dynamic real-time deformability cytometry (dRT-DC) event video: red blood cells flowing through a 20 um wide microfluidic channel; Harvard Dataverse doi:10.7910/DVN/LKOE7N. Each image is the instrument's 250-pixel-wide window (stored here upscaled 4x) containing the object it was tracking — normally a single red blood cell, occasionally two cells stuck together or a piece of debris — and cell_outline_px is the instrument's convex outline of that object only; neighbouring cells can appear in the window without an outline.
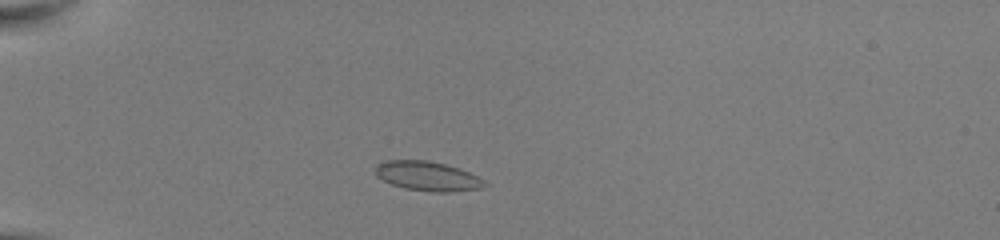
{"species": "common noctule bat (a hibernating species)", "species_latin": "Nyctalus noctula", "temperature_condition": "room temperature", "stored_images_in_passage": 39, "camera_frame_rate_fps": 3000, "um_per_image_px": 0.085, "animal": {"sex": "female", "body_mass_g": 22.0, "forearm_length_mm": 56.7}, "frame": {"image": 1, "passage_image": 3, "time_ms": 0.667, "image_size_px": [1000, 240], "cell_outline_px": [[488, 184], [480, 188], [452, 192], [432, 192], [404, 188], [392, 184], [376, 176], [376, 168], [380, 164], [388, 160], [424, 160], [444, 164], [460, 168], [484, 180]], "centroid_in_image_um": [36.37, 14.98], "position_along_channel_um": 48.6, "area_um2": 18.5}}
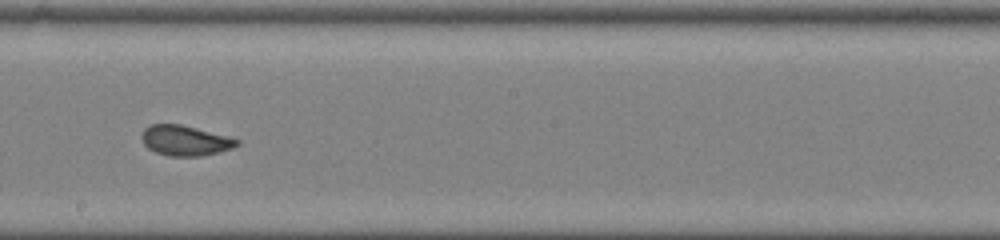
{"frame": {"image": 2, "passage_image": 19, "time_ms": 6.0, "image_size_px": [1000, 240], "cell_outline_px": [[240, 144], [232, 148], [200, 156], [168, 156], [156, 152], [148, 148], [144, 144], [140, 136], [144, 128], [148, 124], [180, 124], [196, 128], [240, 140]], "centroid_in_image_um": [15.68, 11.94], "position_along_channel_um": 232.5, "area_um2": 16.65}}
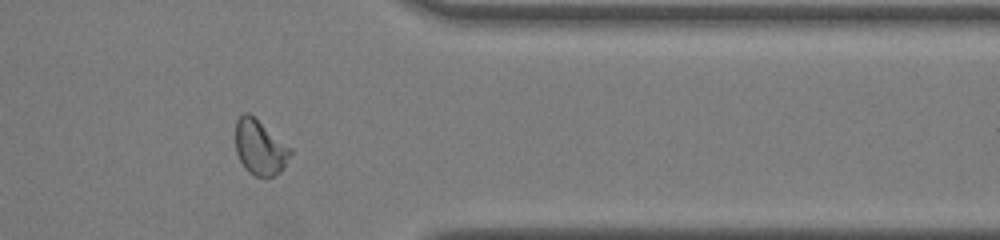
{"frame": {"image": 3, "passage_image": 31, "time_ms": 10.0, "image_size_px": [1000, 240], "cell_outline_px": [[292, 152], [284, 168], [280, 172], [272, 176], [256, 176], [248, 172], [240, 160], [236, 152], [236, 120], [244, 112], [248, 112], [292, 148]], "centroid_in_image_um": [22.1, 12.53], "position_along_channel_um": 389.3, "area_um2": 17.46}, "authors_computed_cell_mechanics": {"area_um2": 17.2822, "velocity_mm_per_s": 4.0585, "shape_relaxation_time_tau1_ms": 7.983, "shape_relaxation_time_tau2_ms": 0.4621, "deformation_change_tau1": 0.1739, "deformation_change_tau2": 0.0478}}